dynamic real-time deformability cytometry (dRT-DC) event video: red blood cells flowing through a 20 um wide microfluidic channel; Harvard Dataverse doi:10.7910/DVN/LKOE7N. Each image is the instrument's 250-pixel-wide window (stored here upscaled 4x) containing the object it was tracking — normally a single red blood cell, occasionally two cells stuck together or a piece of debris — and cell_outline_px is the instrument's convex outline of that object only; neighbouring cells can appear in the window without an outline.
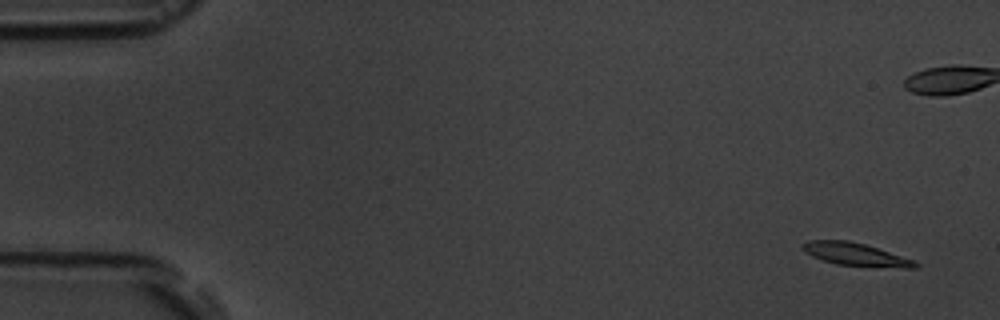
{"species": "common noctule bat (a hibernating species)", "species_latin": "Nyctalus noctula", "temperature_condition": "room temperature", "stored_images_in_passage": 9, "camera_frame_rate_fps": 3000, "um_per_image_px": 0.085, "animal": {"sex": "male", "body_mass_g": 19.5, "forearm_length_mm": 54.6}, "frame": {"image": 1, "passage_image": 1, "time_ms": 0.0, "image_size_px": [1000, 320], "cell_outline_px": [[920, 264], [916, 268], [904, 268], [836, 264], [812, 256], [804, 252], [800, 248], [800, 244], [808, 240], [848, 240], [864, 244], [916, 260]], "centroid_in_image_um": [72.71, 21.61], "position_along_channel_um": 12.3, "area_um2": 15.03}}
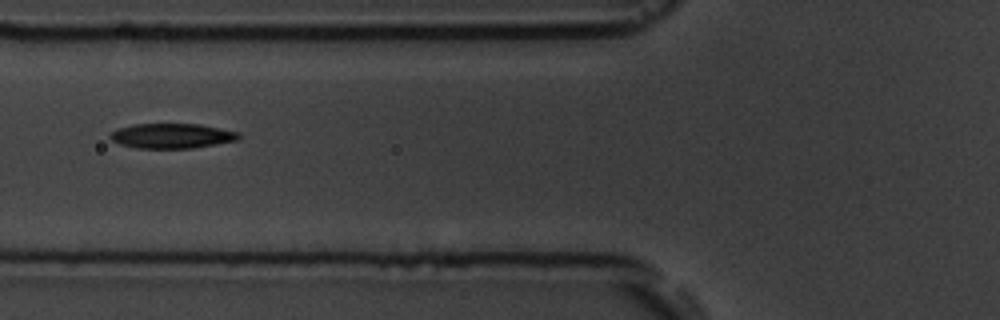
{"frame": {"image": 2, "passage_image": 7, "time_ms": 7.667, "image_size_px": [1000, 320], "cell_outline_px": [[240, 136], [236, 140], [192, 148], [136, 148], [120, 144], [112, 140], [108, 136], [112, 132], [120, 128], [132, 124], [200, 124], [240, 132]], "centroid_in_image_um": [14.6, 11.54], "position_along_channel_um": 111.2, "area_um2": 18.5}}
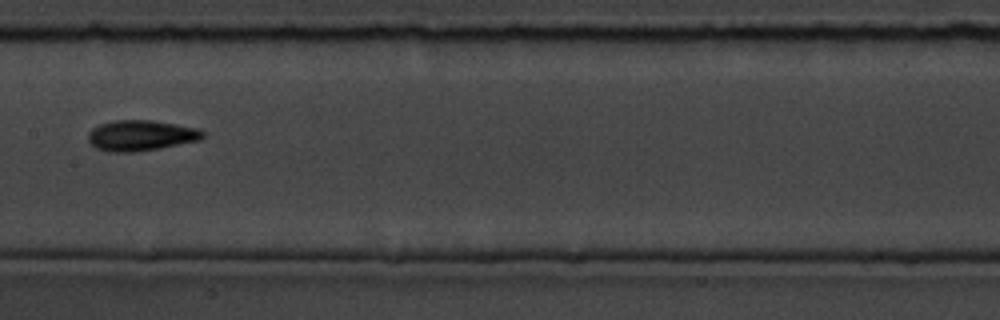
{"frame": {"image": 3, "passage_image": 9, "time_ms": 10.0, "image_size_px": [1000, 320], "cell_outline_px": [[204, 136], [200, 140], [160, 148], [132, 152], [112, 152], [96, 148], [88, 140], [88, 132], [92, 128], [100, 124], [112, 120], [152, 120], [200, 128], [204, 132]], "centroid_in_image_um": [11.98, 11.5], "position_along_channel_um": 195.4, "area_um2": 20.52}}